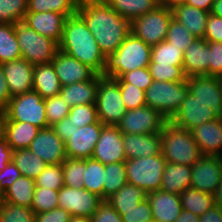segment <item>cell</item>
<instances>
[{
	"mask_svg": "<svg viewBox=\"0 0 222 222\" xmlns=\"http://www.w3.org/2000/svg\"><path fill=\"white\" fill-rule=\"evenodd\" d=\"M77 14L86 23L105 57L116 52L131 33L130 22L104 0H80Z\"/></svg>",
	"mask_w": 222,
	"mask_h": 222,
	"instance_id": "6da1fadb",
	"label": "cell"
},
{
	"mask_svg": "<svg viewBox=\"0 0 222 222\" xmlns=\"http://www.w3.org/2000/svg\"><path fill=\"white\" fill-rule=\"evenodd\" d=\"M59 50L82 62L96 74L102 75L106 57L86 23L77 13L67 17L65 21Z\"/></svg>",
	"mask_w": 222,
	"mask_h": 222,
	"instance_id": "7a4b0ae2",
	"label": "cell"
},
{
	"mask_svg": "<svg viewBox=\"0 0 222 222\" xmlns=\"http://www.w3.org/2000/svg\"><path fill=\"white\" fill-rule=\"evenodd\" d=\"M151 62V46L130 33L116 52L106 57L102 77L120 78L124 73L148 67Z\"/></svg>",
	"mask_w": 222,
	"mask_h": 222,
	"instance_id": "3957f363",
	"label": "cell"
},
{
	"mask_svg": "<svg viewBox=\"0 0 222 222\" xmlns=\"http://www.w3.org/2000/svg\"><path fill=\"white\" fill-rule=\"evenodd\" d=\"M161 153L172 164L192 166L202 156L190 130L167 121L161 131Z\"/></svg>",
	"mask_w": 222,
	"mask_h": 222,
	"instance_id": "277c9868",
	"label": "cell"
},
{
	"mask_svg": "<svg viewBox=\"0 0 222 222\" xmlns=\"http://www.w3.org/2000/svg\"><path fill=\"white\" fill-rule=\"evenodd\" d=\"M189 93L188 82L153 81L145 91L146 105L169 121Z\"/></svg>",
	"mask_w": 222,
	"mask_h": 222,
	"instance_id": "5b68a950",
	"label": "cell"
},
{
	"mask_svg": "<svg viewBox=\"0 0 222 222\" xmlns=\"http://www.w3.org/2000/svg\"><path fill=\"white\" fill-rule=\"evenodd\" d=\"M15 34L22 58L32 65L51 63L59 51V43L38 34L23 21L15 24Z\"/></svg>",
	"mask_w": 222,
	"mask_h": 222,
	"instance_id": "8992f818",
	"label": "cell"
},
{
	"mask_svg": "<svg viewBox=\"0 0 222 222\" xmlns=\"http://www.w3.org/2000/svg\"><path fill=\"white\" fill-rule=\"evenodd\" d=\"M167 161L162 153L125 161L127 183L141 188L144 192L160 190L162 186V176L164 174Z\"/></svg>",
	"mask_w": 222,
	"mask_h": 222,
	"instance_id": "52a82bcc",
	"label": "cell"
},
{
	"mask_svg": "<svg viewBox=\"0 0 222 222\" xmlns=\"http://www.w3.org/2000/svg\"><path fill=\"white\" fill-rule=\"evenodd\" d=\"M3 113V121L28 122L40 129L49 127L45 99L34 90L12 97Z\"/></svg>",
	"mask_w": 222,
	"mask_h": 222,
	"instance_id": "ba28073f",
	"label": "cell"
},
{
	"mask_svg": "<svg viewBox=\"0 0 222 222\" xmlns=\"http://www.w3.org/2000/svg\"><path fill=\"white\" fill-rule=\"evenodd\" d=\"M172 18V9L159 5L153 11L133 19L130 32L147 45L154 46L166 40Z\"/></svg>",
	"mask_w": 222,
	"mask_h": 222,
	"instance_id": "9c48e42d",
	"label": "cell"
},
{
	"mask_svg": "<svg viewBox=\"0 0 222 222\" xmlns=\"http://www.w3.org/2000/svg\"><path fill=\"white\" fill-rule=\"evenodd\" d=\"M96 108L99 121L103 125L116 126L125 114L119 84L111 78L101 77L98 81Z\"/></svg>",
	"mask_w": 222,
	"mask_h": 222,
	"instance_id": "30bf717a",
	"label": "cell"
},
{
	"mask_svg": "<svg viewBox=\"0 0 222 222\" xmlns=\"http://www.w3.org/2000/svg\"><path fill=\"white\" fill-rule=\"evenodd\" d=\"M167 120L155 109L145 105L127 110L116 127L123 134L161 133Z\"/></svg>",
	"mask_w": 222,
	"mask_h": 222,
	"instance_id": "8fae6325",
	"label": "cell"
},
{
	"mask_svg": "<svg viewBox=\"0 0 222 222\" xmlns=\"http://www.w3.org/2000/svg\"><path fill=\"white\" fill-rule=\"evenodd\" d=\"M190 187L214 195L222 180V158L216 155H202L191 166Z\"/></svg>",
	"mask_w": 222,
	"mask_h": 222,
	"instance_id": "7c38bea8",
	"label": "cell"
},
{
	"mask_svg": "<svg viewBox=\"0 0 222 222\" xmlns=\"http://www.w3.org/2000/svg\"><path fill=\"white\" fill-rule=\"evenodd\" d=\"M103 201L98 195L83 188L63 186L58 191V207L68 211L71 216L92 217Z\"/></svg>",
	"mask_w": 222,
	"mask_h": 222,
	"instance_id": "4fadbf2b",
	"label": "cell"
},
{
	"mask_svg": "<svg viewBox=\"0 0 222 222\" xmlns=\"http://www.w3.org/2000/svg\"><path fill=\"white\" fill-rule=\"evenodd\" d=\"M217 118H219V115L213 109L197 100L189 92L169 122L179 128L191 130L200 124L213 121Z\"/></svg>",
	"mask_w": 222,
	"mask_h": 222,
	"instance_id": "5bb4252c",
	"label": "cell"
},
{
	"mask_svg": "<svg viewBox=\"0 0 222 222\" xmlns=\"http://www.w3.org/2000/svg\"><path fill=\"white\" fill-rule=\"evenodd\" d=\"M104 126L105 125L98 120L96 123L75 129L70 135V138L65 142L67 158H91Z\"/></svg>",
	"mask_w": 222,
	"mask_h": 222,
	"instance_id": "9a60e30c",
	"label": "cell"
},
{
	"mask_svg": "<svg viewBox=\"0 0 222 222\" xmlns=\"http://www.w3.org/2000/svg\"><path fill=\"white\" fill-rule=\"evenodd\" d=\"M91 158L103 165L125 162L127 158L123 147V133L116 126L105 125Z\"/></svg>",
	"mask_w": 222,
	"mask_h": 222,
	"instance_id": "2e32d148",
	"label": "cell"
},
{
	"mask_svg": "<svg viewBox=\"0 0 222 222\" xmlns=\"http://www.w3.org/2000/svg\"><path fill=\"white\" fill-rule=\"evenodd\" d=\"M28 149L47 164H62L67 159L65 142L50 126L39 130Z\"/></svg>",
	"mask_w": 222,
	"mask_h": 222,
	"instance_id": "e0dca14e",
	"label": "cell"
},
{
	"mask_svg": "<svg viewBox=\"0 0 222 222\" xmlns=\"http://www.w3.org/2000/svg\"><path fill=\"white\" fill-rule=\"evenodd\" d=\"M189 92L194 97L213 109L218 115L222 110L221 77L209 75L187 77Z\"/></svg>",
	"mask_w": 222,
	"mask_h": 222,
	"instance_id": "ac0fdd59",
	"label": "cell"
},
{
	"mask_svg": "<svg viewBox=\"0 0 222 222\" xmlns=\"http://www.w3.org/2000/svg\"><path fill=\"white\" fill-rule=\"evenodd\" d=\"M61 86L91 80L96 73L77 59L58 51L51 61Z\"/></svg>",
	"mask_w": 222,
	"mask_h": 222,
	"instance_id": "d6986e66",
	"label": "cell"
},
{
	"mask_svg": "<svg viewBox=\"0 0 222 222\" xmlns=\"http://www.w3.org/2000/svg\"><path fill=\"white\" fill-rule=\"evenodd\" d=\"M11 97L33 90L35 65L23 58L1 64Z\"/></svg>",
	"mask_w": 222,
	"mask_h": 222,
	"instance_id": "ffe728a7",
	"label": "cell"
},
{
	"mask_svg": "<svg viewBox=\"0 0 222 222\" xmlns=\"http://www.w3.org/2000/svg\"><path fill=\"white\" fill-rule=\"evenodd\" d=\"M67 16L58 12H27L23 22L44 37L61 42Z\"/></svg>",
	"mask_w": 222,
	"mask_h": 222,
	"instance_id": "44dd1931",
	"label": "cell"
},
{
	"mask_svg": "<svg viewBox=\"0 0 222 222\" xmlns=\"http://www.w3.org/2000/svg\"><path fill=\"white\" fill-rule=\"evenodd\" d=\"M202 155H222V119L200 124L190 130Z\"/></svg>",
	"mask_w": 222,
	"mask_h": 222,
	"instance_id": "7402d4cb",
	"label": "cell"
},
{
	"mask_svg": "<svg viewBox=\"0 0 222 222\" xmlns=\"http://www.w3.org/2000/svg\"><path fill=\"white\" fill-rule=\"evenodd\" d=\"M154 222H174L182 211L180 196L161 190L147 193Z\"/></svg>",
	"mask_w": 222,
	"mask_h": 222,
	"instance_id": "603a6c76",
	"label": "cell"
},
{
	"mask_svg": "<svg viewBox=\"0 0 222 222\" xmlns=\"http://www.w3.org/2000/svg\"><path fill=\"white\" fill-rule=\"evenodd\" d=\"M123 147L127 159L161 154V133L123 134Z\"/></svg>",
	"mask_w": 222,
	"mask_h": 222,
	"instance_id": "cb8c5ba5",
	"label": "cell"
},
{
	"mask_svg": "<svg viewBox=\"0 0 222 222\" xmlns=\"http://www.w3.org/2000/svg\"><path fill=\"white\" fill-rule=\"evenodd\" d=\"M183 70L187 77L209 75V44L196 38L183 54Z\"/></svg>",
	"mask_w": 222,
	"mask_h": 222,
	"instance_id": "d4e9b609",
	"label": "cell"
},
{
	"mask_svg": "<svg viewBox=\"0 0 222 222\" xmlns=\"http://www.w3.org/2000/svg\"><path fill=\"white\" fill-rule=\"evenodd\" d=\"M102 75L96 74L91 80L62 86L59 95L71 107L82 104H96L98 81Z\"/></svg>",
	"mask_w": 222,
	"mask_h": 222,
	"instance_id": "484cf974",
	"label": "cell"
},
{
	"mask_svg": "<svg viewBox=\"0 0 222 222\" xmlns=\"http://www.w3.org/2000/svg\"><path fill=\"white\" fill-rule=\"evenodd\" d=\"M172 14L195 38H204L210 12L183 3L173 7Z\"/></svg>",
	"mask_w": 222,
	"mask_h": 222,
	"instance_id": "4316f807",
	"label": "cell"
},
{
	"mask_svg": "<svg viewBox=\"0 0 222 222\" xmlns=\"http://www.w3.org/2000/svg\"><path fill=\"white\" fill-rule=\"evenodd\" d=\"M39 130V127L28 122L3 121L2 136L13 151H16L28 148Z\"/></svg>",
	"mask_w": 222,
	"mask_h": 222,
	"instance_id": "83f0119b",
	"label": "cell"
},
{
	"mask_svg": "<svg viewBox=\"0 0 222 222\" xmlns=\"http://www.w3.org/2000/svg\"><path fill=\"white\" fill-rule=\"evenodd\" d=\"M61 84L52 63L35 65L33 71V90L43 99L57 96L61 91Z\"/></svg>",
	"mask_w": 222,
	"mask_h": 222,
	"instance_id": "f1b7e54d",
	"label": "cell"
},
{
	"mask_svg": "<svg viewBox=\"0 0 222 222\" xmlns=\"http://www.w3.org/2000/svg\"><path fill=\"white\" fill-rule=\"evenodd\" d=\"M191 177V166L167 162L160 190L180 195L187 188H190Z\"/></svg>",
	"mask_w": 222,
	"mask_h": 222,
	"instance_id": "f546056e",
	"label": "cell"
},
{
	"mask_svg": "<svg viewBox=\"0 0 222 222\" xmlns=\"http://www.w3.org/2000/svg\"><path fill=\"white\" fill-rule=\"evenodd\" d=\"M147 198V193L133 184L126 183L116 193L106 199L110 205L120 214L136 208L140 202Z\"/></svg>",
	"mask_w": 222,
	"mask_h": 222,
	"instance_id": "4dcf8cb0",
	"label": "cell"
},
{
	"mask_svg": "<svg viewBox=\"0 0 222 222\" xmlns=\"http://www.w3.org/2000/svg\"><path fill=\"white\" fill-rule=\"evenodd\" d=\"M120 16L131 22L133 19L153 11L158 0H104Z\"/></svg>",
	"mask_w": 222,
	"mask_h": 222,
	"instance_id": "1f68e13d",
	"label": "cell"
},
{
	"mask_svg": "<svg viewBox=\"0 0 222 222\" xmlns=\"http://www.w3.org/2000/svg\"><path fill=\"white\" fill-rule=\"evenodd\" d=\"M36 184L35 180L21 175L3 194V200L31 208Z\"/></svg>",
	"mask_w": 222,
	"mask_h": 222,
	"instance_id": "d6a6232c",
	"label": "cell"
},
{
	"mask_svg": "<svg viewBox=\"0 0 222 222\" xmlns=\"http://www.w3.org/2000/svg\"><path fill=\"white\" fill-rule=\"evenodd\" d=\"M179 196L182 209L190 211L198 217L204 215L215 205L214 195L191 187L187 188Z\"/></svg>",
	"mask_w": 222,
	"mask_h": 222,
	"instance_id": "836d02e7",
	"label": "cell"
},
{
	"mask_svg": "<svg viewBox=\"0 0 222 222\" xmlns=\"http://www.w3.org/2000/svg\"><path fill=\"white\" fill-rule=\"evenodd\" d=\"M12 161L20 170L21 175L34 180L48 166L43 159L28 148L13 151Z\"/></svg>",
	"mask_w": 222,
	"mask_h": 222,
	"instance_id": "e575fe53",
	"label": "cell"
},
{
	"mask_svg": "<svg viewBox=\"0 0 222 222\" xmlns=\"http://www.w3.org/2000/svg\"><path fill=\"white\" fill-rule=\"evenodd\" d=\"M22 58L15 24L0 23V64Z\"/></svg>",
	"mask_w": 222,
	"mask_h": 222,
	"instance_id": "d590c367",
	"label": "cell"
},
{
	"mask_svg": "<svg viewBox=\"0 0 222 222\" xmlns=\"http://www.w3.org/2000/svg\"><path fill=\"white\" fill-rule=\"evenodd\" d=\"M105 165L92 158L84 159L83 187L103 199Z\"/></svg>",
	"mask_w": 222,
	"mask_h": 222,
	"instance_id": "8d00e7d4",
	"label": "cell"
},
{
	"mask_svg": "<svg viewBox=\"0 0 222 222\" xmlns=\"http://www.w3.org/2000/svg\"><path fill=\"white\" fill-rule=\"evenodd\" d=\"M103 181V200H106L127 183L125 162L106 164Z\"/></svg>",
	"mask_w": 222,
	"mask_h": 222,
	"instance_id": "74e56055",
	"label": "cell"
},
{
	"mask_svg": "<svg viewBox=\"0 0 222 222\" xmlns=\"http://www.w3.org/2000/svg\"><path fill=\"white\" fill-rule=\"evenodd\" d=\"M79 0H27V12H58L67 17L77 13Z\"/></svg>",
	"mask_w": 222,
	"mask_h": 222,
	"instance_id": "f35d334b",
	"label": "cell"
},
{
	"mask_svg": "<svg viewBox=\"0 0 222 222\" xmlns=\"http://www.w3.org/2000/svg\"><path fill=\"white\" fill-rule=\"evenodd\" d=\"M184 52L164 40L154 46H151L150 64L183 66Z\"/></svg>",
	"mask_w": 222,
	"mask_h": 222,
	"instance_id": "ab89813d",
	"label": "cell"
},
{
	"mask_svg": "<svg viewBox=\"0 0 222 222\" xmlns=\"http://www.w3.org/2000/svg\"><path fill=\"white\" fill-rule=\"evenodd\" d=\"M27 13V0H0V23L16 24Z\"/></svg>",
	"mask_w": 222,
	"mask_h": 222,
	"instance_id": "60d3db41",
	"label": "cell"
},
{
	"mask_svg": "<svg viewBox=\"0 0 222 222\" xmlns=\"http://www.w3.org/2000/svg\"><path fill=\"white\" fill-rule=\"evenodd\" d=\"M36 187L59 191L64 186L62 164H48L35 179Z\"/></svg>",
	"mask_w": 222,
	"mask_h": 222,
	"instance_id": "b9f144b4",
	"label": "cell"
},
{
	"mask_svg": "<svg viewBox=\"0 0 222 222\" xmlns=\"http://www.w3.org/2000/svg\"><path fill=\"white\" fill-rule=\"evenodd\" d=\"M0 222H35V213L29 207L3 201Z\"/></svg>",
	"mask_w": 222,
	"mask_h": 222,
	"instance_id": "7bdbcfd3",
	"label": "cell"
},
{
	"mask_svg": "<svg viewBox=\"0 0 222 222\" xmlns=\"http://www.w3.org/2000/svg\"><path fill=\"white\" fill-rule=\"evenodd\" d=\"M114 80L119 84L126 110H132L146 105L144 90L125 82L121 77L115 78Z\"/></svg>",
	"mask_w": 222,
	"mask_h": 222,
	"instance_id": "ee69618b",
	"label": "cell"
},
{
	"mask_svg": "<svg viewBox=\"0 0 222 222\" xmlns=\"http://www.w3.org/2000/svg\"><path fill=\"white\" fill-rule=\"evenodd\" d=\"M64 185L74 188H83L84 159L67 158L62 163Z\"/></svg>",
	"mask_w": 222,
	"mask_h": 222,
	"instance_id": "f6af8a7d",
	"label": "cell"
},
{
	"mask_svg": "<svg viewBox=\"0 0 222 222\" xmlns=\"http://www.w3.org/2000/svg\"><path fill=\"white\" fill-rule=\"evenodd\" d=\"M148 69L153 81L178 82L187 80L183 66L149 64Z\"/></svg>",
	"mask_w": 222,
	"mask_h": 222,
	"instance_id": "bcb514c9",
	"label": "cell"
},
{
	"mask_svg": "<svg viewBox=\"0 0 222 222\" xmlns=\"http://www.w3.org/2000/svg\"><path fill=\"white\" fill-rule=\"evenodd\" d=\"M58 207V191L36 187L31 209L35 214L50 211Z\"/></svg>",
	"mask_w": 222,
	"mask_h": 222,
	"instance_id": "7dc6e473",
	"label": "cell"
},
{
	"mask_svg": "<svg viewBox=\"0 0 222 222\" xmlns=\"http://www.w3.org/2000/svg\"><path fill=\"white\" fill-rule=\"evenodd\" d=\"M195 37L187 30V28L180 24L177 20L172 18L167 32L166 41L173 46L180 48L183 52L188 46L195 41Z\"/></svg>",
	"mask_w": 222,
	"mask_h": 222,
	"instance_id": "c3c4849f",
	"label": "cell"
},
{
	"mask_svg": "<svg viewBox=\"0 0 222 222\" xmlns=\"http://www.w3.org/2000/svg\"><path fill=\"white\" fill-rule=\"evenodd\" d=\"M71 110L69 106L60 95L49 97L45 99V112L48 126H52L64 117H67Z\"/></svg>",
	"mask_w": 222,
	"mask_h": 222,
	"instance_id": "681fc988",
	"label": "cell"
},
{
	"mask_svg": "<svg viewBox=\"0 0 222 222\" xmlns=\"http://www.w3.org/2000/svg\"><path fill=\"white\" fill-rule=\"evenodd\" d=\"M68 116L76 127L96 123L98 119L96 104H82L71 107Z\"/></svg>",
	"mask_w": 222,
	"mask_h": 222,
	"instance_id": "f907efd6",
	"label": "cell"
},
{
	"mask_svg": "<svg viewBox=\"0 0 222 222\" xmlns=\"http://www.w3.org/2000/svg\"><path fill=\"white\" fill-rule=\"evenodd\" d=\"M121 219L123 222H154L149 200L146 198L136 208L124 211Z\"/></svg>",
	"mask_w": 222,
	"mask_h": 222,
	"instance_id": "816d5d0a",
	"label": "cell"
},
{
	"mask_svg": "<svg viewBox=\"0 0 222 222\" xmlns=\"http://www.w3.org/2000/svg\"><path fill=\"white\" fill-rule=\"evenodd\" d=\"M121 78L130 84L139 87L140 89L146 91L147 88L152 84L153 79L150 75L148 67L132 70L124 73Z\"/></svg>",
	"mask_w": 222,
	"mask_h": 222,
	"instance_id": "f5cc1de1",
	"label": "cell"
},
{
	"mask_svg": "<svg viewBox=\"0 0 222 222\" xmlns=\"http://www.w3.org/2000/svg\"><path fill=\"white\" fill-rule=\"evenodd\" d=\"M209 44V76H222V42H207Z\"/></svg>",
	"mask_w": 222,
	"mask_h": 222,
	"instance_id": "db71d44e",
	"label": "cell"
},
{
	"mask_svg": "<svg viewBox=\"0 0 222 222\" xmlns=\"http://www.w3.org/2000/svg\"><path fill=\"white\" fill-rule=\"evenodd\" d=\"M91 222H123L121 215L110 205L107 200H103L94 215Z\"/></svg>",
	"mask_w": 222,
	"mask_h": 222,
	"instance_id": "11a10c76",
	"label": "cell"
},
{
	"mask_svg": "<svg viewBox=\"0 0 222 222\" xmlns=\"http://www.w3.org/2000/svg\"><path fill=\"white\" fill-rule=\"evenodd\" d=\"M204 39L207 42H222V18L209 14Z\"/></svg>",
	"mask_w": 222,
	"mask_h": 222,
	"instance_id": "9f6ffc18",
	"label": "cell"
},
{
	"mask_svg": "<svg viewBox=\"0 0 222 222\" xmlns=\"http://www.w3.org/2000/svg\"><path fill=\"white\" fill-rule=\"evenodd\" d=\"M71 217L68 211L56 207L50 211L35 214V222H69Z\"/></svg>",
	"mask_w": 222,
	"mask_h": 222,
	"instance_id": "6f0895ef",
	"label": "cell"
},
{
	"mask_svg": "<svg viewBox=\"0 0 222 222\" xmlns=\"http://www.w3.org/2000/svg\"><path fill=\"white\" fill-rule=\"evenodd\" d=\"M21 176L20 170L15 166L13 161L9 162L6 167L0 171V191H5Z\"/></svg>",
	"mask_w": 222,
	"mask_h": 222,
	"instance_id": "680465c9",
	"label": "cell"
},
{
	"mask_svg": "<svg viewBox=\"0 0 222 222\" xmlns=\"http://www.w3.org/2000/svg\"><path fill=\"white\" fill-rule=\"evenodd\" d=\"M51 128L64 142L70 138L75 129H78L69 116L53 124Z\"/></svg>",
	"mask_w": 222,
	"mask_h": 222,
	"instance_id": "91938a15",
	"label": "cell"
},
{
	"mask_svg": "<svg viewBox=\"0 0 222 222\" xmlns=\"http://www.w3.org/2000/svg\"><path fill=\"white\" fill-rule=\"evenodd\" d=\"M8 84L5 79L4 71L0 64V111L4 112L11 99Z\"/></svg>",
	"mask_w": 222,
	"mask_h": 222,
	"instance_id": "94428289",
	"label": "cell"
},
{
	"mask_svg": "<svg viewBox=\"0 0 222 222\" xmlns=\"http://www.w3.org/2000/svg\"><path fill=\"white\" fill-rule=\"evenodd\" d=\"M13 149L9 146L6 139L0 137V171H2L6 165L12 161Z\"/></svg>",
	"mask_w": 222,
	"mask_h": 222,
	"instance_id": "6125c7cd",
	"label": "cell"
},
{
	"mask_svg": "<svg viewBox=\"0 0 222 222\" xmlns=\"http://www.w3.org/2000/svg\"><path fill=\"white\" fill-rule=\"evenodd\" d=\"M214 1L215 0H186L185 4L210 12Z\"/></svg>",
	"mask_w": 222,
	"mask_h": 222,
	"instance_id": "be15d7a7",
	"label": "cell"
},
{
	"mask_svg": "<svg viewBox=\"0 0 222 222\" xmlns=\"http://www.w3.org/2000/svg\"><path fill=\"white\" fill-rule=\"evenodd\" d=\"M174 222H200V218L190 211H181L179 217Z\"/></svg>",
	"mask_w": 222,
	"mask_h": 222,
	"instance_id": "e7e4bbea",
	"label": "cell"
},
{
	"mask_svg": "<svg viewBox=\"0 0 222 222\" xmlns=\"http://www.w3.org/2000/svg\"><path fill=\"white\" fill-rule=\"evenodd\" d=\"M186 0H158L159 5L167 8H173L179 4L185 3Z\"/></svg>",
	"mask_w": 222,
	"mask_h": 222,
	"instance_id": "03108f58",
	"label": "cell"
},
{
	"mask_svg": "<svg viewBox=\"0 0 222 222\" xmlns=\"http://www.w3.org/2000/svg\"><path fill=\"white\" fill-rule=\"evenodd\" d=\"M210 13L222 18V0L214 1Z\"/></svg>",
	"mask_w": 222,
	"mask_h": 222,
	"instance_id": "003e7915",
	"label": "cell"
},
{
	"mask_svg": "<svg viewBox=\"0 0 222 222\" xmlns=\"http://www.w3.org/2000/svg\"><path fill=\"white\" fill-rule=\"evenodd\" d=\"M215 205L222 209V180L214 194Z\"/></svg>",
	"mask_w": 222,
	"mask_h": 222,
	"instance_id": "a7ac6f4b",
	"label": "cell"
},
{
	"mask_svg": "<svg viewBox=\"0 0 222 222\" xmlns=\"http://www.w3.org/2000/svg\"><path fill=\"white\" fill-rule=\"evenodd\" d=\"M69 222H91V218L82 216H72Z\"/></svg>",
	"mask_w": 222,
	"mask_h": 222,
	"instance_id": "89a4df30",
	"label": "cell"
},
{
	"mask_svg": "<svg viewBox=\"0 0 222 222\" xmlns=\"http://www.w3.org/2000/svg\"><path fill=\"white\" fill-rule=\"evenodd\" d=\"M3 120H4V113L0 111V137H2L3 133Z\"/></svg>",
	"mask_w": 222,
	"mask_h": 222,
	"instance_id": "2644e50d",
	"label": "cell"
},
{
	"mask_svg": "<svg viewBox=\"0 0 222 222\" xmlns=\"http://www.w3.org/2000/svg\"><path fill=\"white\" fill-rule=\"evenodd\" d=\"M3 193L0 191V207L2 206L3 204Z\"/></svg>",
	"mask_w": 222,
	"mask_h": 222,
	"instance_id": "8c879c8a",
	"label": "cell"
},
{
	"mask_svg": "<svg viewBox=\"0 0 222 222\" xmlns=\"http://www.w3.org/2000/svg\"><path fill=\"white\" fill-rule=\"evenodd\" d=\"M219 117L222 119V110H221V113H220Z\"/></svg>",
	"mask_w": 222,
	"mask_h": 222,
	"instance_id": "753ad0ef",
	"label": "cell"
}]
</instances>
